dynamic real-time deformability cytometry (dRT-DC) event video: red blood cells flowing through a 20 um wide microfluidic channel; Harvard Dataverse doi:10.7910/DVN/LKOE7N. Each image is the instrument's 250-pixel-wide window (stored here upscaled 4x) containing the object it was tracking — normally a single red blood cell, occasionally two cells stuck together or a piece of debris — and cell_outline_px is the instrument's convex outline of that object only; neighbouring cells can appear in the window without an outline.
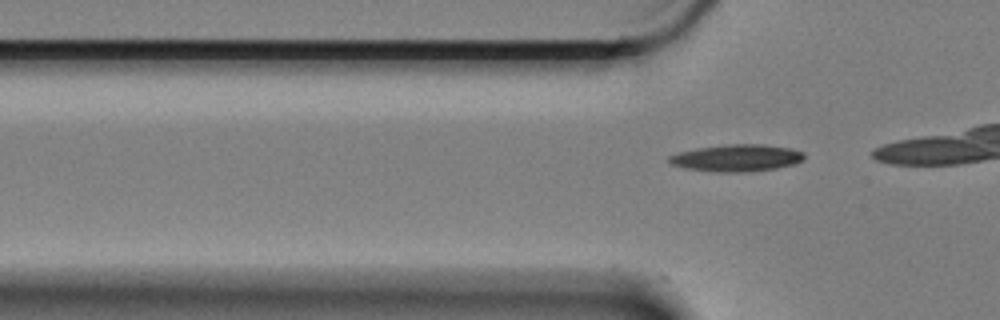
{"species": "Egyptian fruit bat (a non-hibernating species)", "species_latin": "Rousettus aegyptiacus", "temperature_condition": "cold", "stored_images_in_passage": 13, "camera_frame_rate_fps": 3000, "um_per_image_px": 0.085, "animal": {"sex": "female"}, "frame": {"image": 1, "passage_image": 13, "time_ms": 4.0, "image_size_px": [1000, 320], "cell_outline_px": [[804, 160], [792, 164], [776, 168], [748, 172], [720, 172], [684, 168], [672, 164], [668, 160], [668, 156], [680, 152], [696, 148], [728, 144], [764, 144], [792, 148], [804, 152]], "centroid_in_image_um": [62.64, 13.42], "position_along_channel_um": 63.2, "area_um2": 21.27}}